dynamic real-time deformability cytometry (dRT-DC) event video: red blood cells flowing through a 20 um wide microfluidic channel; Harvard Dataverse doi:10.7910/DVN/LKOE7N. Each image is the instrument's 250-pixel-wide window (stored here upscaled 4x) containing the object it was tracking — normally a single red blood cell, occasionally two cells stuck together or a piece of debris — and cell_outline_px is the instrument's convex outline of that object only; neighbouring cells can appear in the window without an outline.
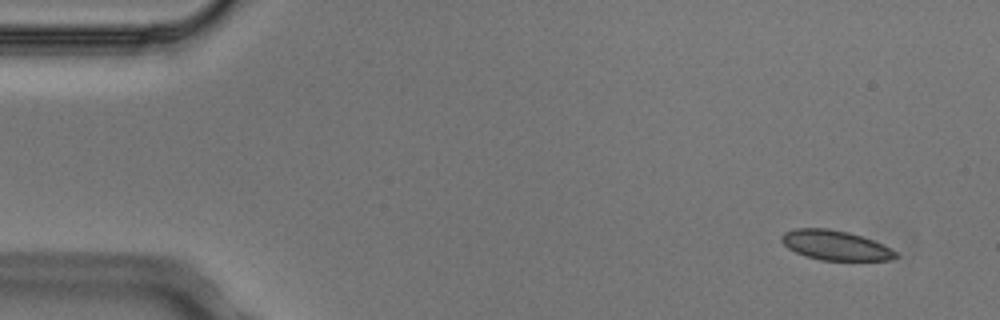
{"species": "Egyptian fruit bat (a non-hibernating species)", "species_latin": "Rousettus aegyptiacus", "temperature_condition": "cold", "stored_images_in_passage": 4, "camera_frame_rate_fps": 3000, "um_per_image_px": 0.085, "animal": {"sex": "male"}, "frame": {"image": 1, "passage_image": 1, "time_ms": 0.0, "image_size_px": [1000, 320], "cell_outline_px": [[900, 256], [892, 260], [820, 260], [804, 256], [788, 248], [780, 240], [780, 236], [784, 232], [796, 228], [828, 228], [848, 232], [872, 240], [892, 248]], "centroid_in_image_um": [71.0, 20.85], "position_along_channel_um": 14.0, "area_um2": 19.83}}
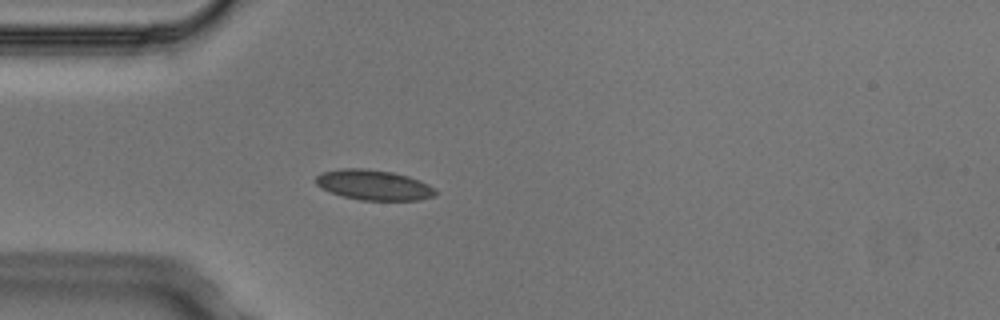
{"frame": {"image": 2, "passage_image": 4, "time_ms": 1.0, "image_size_px": [1000, 320], "cell_outline_px": [[440, 192], [436, 196], [420, 200], [360, 200], [344, 196], [320, 188], [316, 184], [316, 176], [320, 172], [340, 168], [364, 168], [392, 172], [408, 176], [420, 180], [436, 188]], "centroid_in_image_um": [31.81, 15.72], "position_along_channel_um": 53.2, "area_um2": 21.33}}